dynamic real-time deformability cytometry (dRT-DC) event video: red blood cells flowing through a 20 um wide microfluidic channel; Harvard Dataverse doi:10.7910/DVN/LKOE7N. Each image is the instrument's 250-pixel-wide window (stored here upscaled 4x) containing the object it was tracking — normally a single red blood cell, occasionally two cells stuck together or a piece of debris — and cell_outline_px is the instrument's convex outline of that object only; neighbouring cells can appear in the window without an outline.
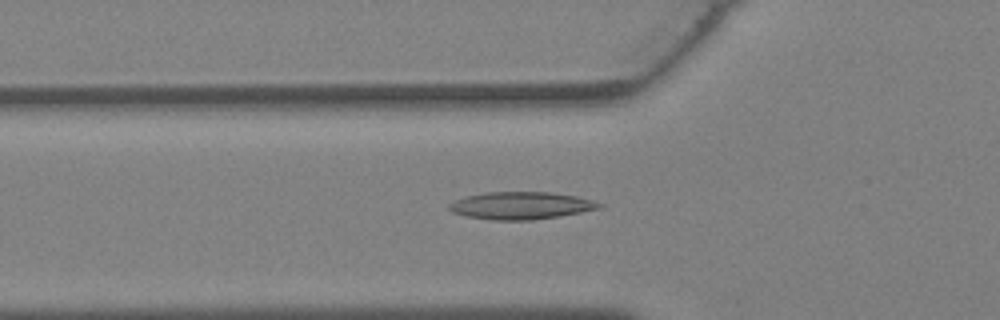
{"species": "Egyptian fruit bat (a non-hibernating species)", "species_latin": "Rousettus aegyptiacus", "temperature_condition": "warm", "stored_images_in_passage": 31, "camera_frame_rate_fps": 3000, "um_per_image_px": 0.085, "animal": {"sex": "female"}, "frame": {"image": 1, "passage_image": 9, "time_ms": 2.667, "image_size_px": [1000, 320], "cell_outline_px": [[604, 208], [560, 216], [532, 220], [492, 220], [468, 216], [452, 212], [448, 208], [448, 204], [452, 200], [464, 196], [484, 192], [548, 192], [576, 196], [592, 200], [604, 204]], "centroid_in_image_um": [44.28, 17.47], "position_along_channel_um": 81.5, "area_um2": 24.22}}
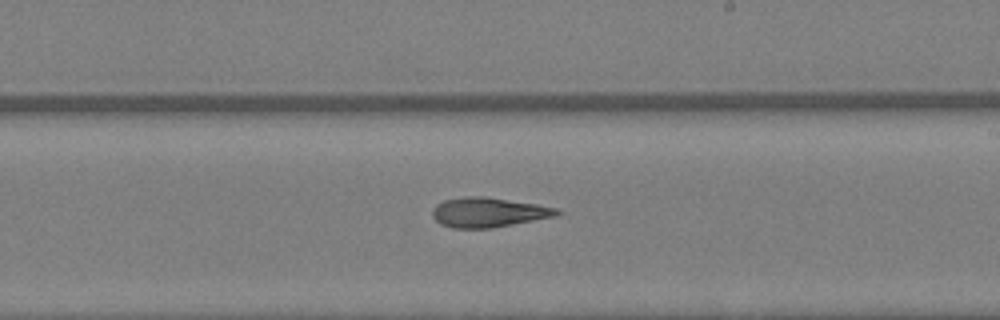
{"frame": {"image": 2, "passage_image": 18, "time_ms": 5.667, "image_size_px": [1000, 320], "cell_outline_px": [[564, 212], [552, 216], [492, 228], [452, 228], [440, 224], [432, 216], [432, 212], [436, 204], [444, 200], [464, 196], [484, 196], [536, 204], [556, 208]], "centroid_in_image_um": [41.46, 18.04], "position_along_channel_um": 247.5, "area_um2": 21.33}}
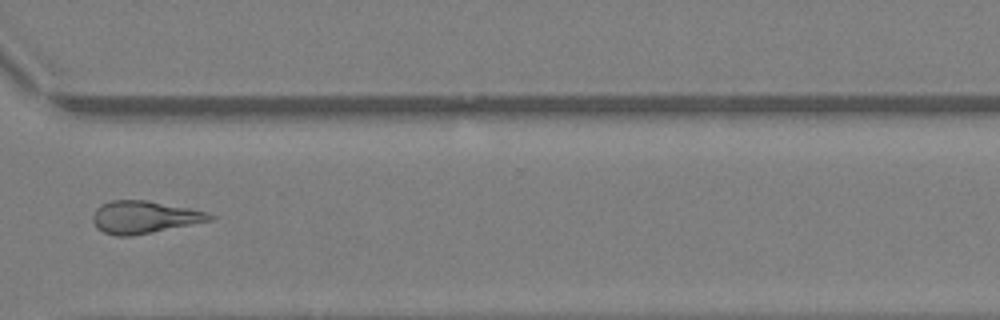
{"frame": {"image": 3, "passage_image": 24, "time_ms": 7.667, "image_size_px": [1000, 320], "cell_outline_px": [[216, 216], [212, 220], [128, 236], [116, 236], [104, 232], [96, 228], [92, 220], [92, 216], [96, 208], [100, 204], [112, 200], [144, 200], [188, 208], [208, 212]], "centroid_in_image_um": [12.21, 18.45], "position_along_channel_um": 358.4, "area_um2": 21.79}}